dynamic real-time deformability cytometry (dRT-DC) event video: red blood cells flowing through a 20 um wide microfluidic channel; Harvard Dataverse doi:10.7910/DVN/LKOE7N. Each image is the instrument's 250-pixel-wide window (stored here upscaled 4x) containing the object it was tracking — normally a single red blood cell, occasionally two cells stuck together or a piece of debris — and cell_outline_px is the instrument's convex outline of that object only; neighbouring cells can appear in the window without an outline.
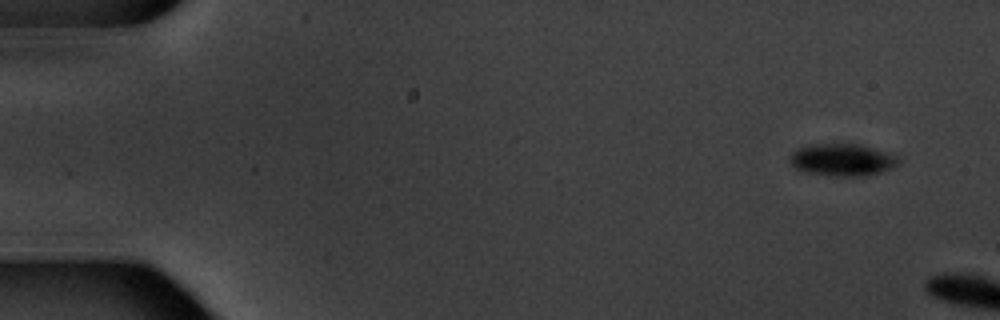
{"species": "common noctule bat (a hibernating species)", "species_latin": "Nyctalus noctula", "temperature_condition": "warm", "stored_images_in_passage": 2, "camera_frame_rate_fps": 3000, "um_per_image_px": 0.085, "animal": {"sex": "male", "body_mass_g": 20.1, "forearm_length_mm": 53.5}, "frame": {"image": 1, "passage_image": 1, "time_ms": 0.0, "image_size_px": [1000, 320], "cell_outline_px": [[900, 164], [892, 168], [880, 172], [864, 176], [832, 176], [804, 172], [796, 168], [788, 160], [788, 156], [796, 148], [808, 144], [860, 144], [888, 152], [896, 156], [900, 160]], "centroid_in_image_um": [71.57, 13.58], "position_along_channel_um": 13.4, "area_um2": 20.69}}